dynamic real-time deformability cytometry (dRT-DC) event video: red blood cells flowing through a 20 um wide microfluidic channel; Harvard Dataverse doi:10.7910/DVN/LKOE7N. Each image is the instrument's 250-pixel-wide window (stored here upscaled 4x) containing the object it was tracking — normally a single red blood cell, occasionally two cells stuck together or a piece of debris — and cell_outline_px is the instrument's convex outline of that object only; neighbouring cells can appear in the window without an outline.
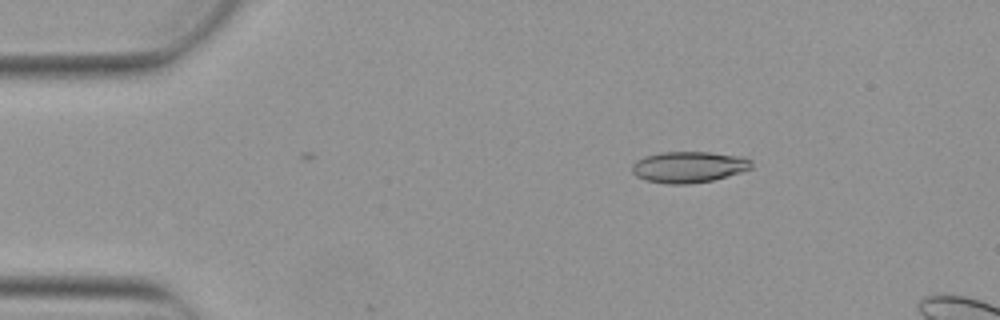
{"species": "Egyptian fruit bat (a non-hibernating species)", "species_latin": "Rousettus aegyptiacus", "temperature_condition": "warm", "stored_images_in_passage": 4, "camera_frame_rate_fps": 3000, "um_per_image_px": 0.085, "animal": {"sex": "female"}, "frame": {"image": 1, "passage_image": 2, "time_ms": 0.333, "image_size_px": [1000, 320], "cell_outline_px": [[752, 168], [740, 172], [712, 180], [688, 184], [668, 184], [644, 180], [636, 176], [632, 172], [632, 164], [636, 160], [644, 156], [660, 152], [708, 152], [744, 156], [752, 160]], "centroid_in_image_um": [58.53, 14.18], "position_along_channel_um": 26.5, "area_um2": 21.85}}